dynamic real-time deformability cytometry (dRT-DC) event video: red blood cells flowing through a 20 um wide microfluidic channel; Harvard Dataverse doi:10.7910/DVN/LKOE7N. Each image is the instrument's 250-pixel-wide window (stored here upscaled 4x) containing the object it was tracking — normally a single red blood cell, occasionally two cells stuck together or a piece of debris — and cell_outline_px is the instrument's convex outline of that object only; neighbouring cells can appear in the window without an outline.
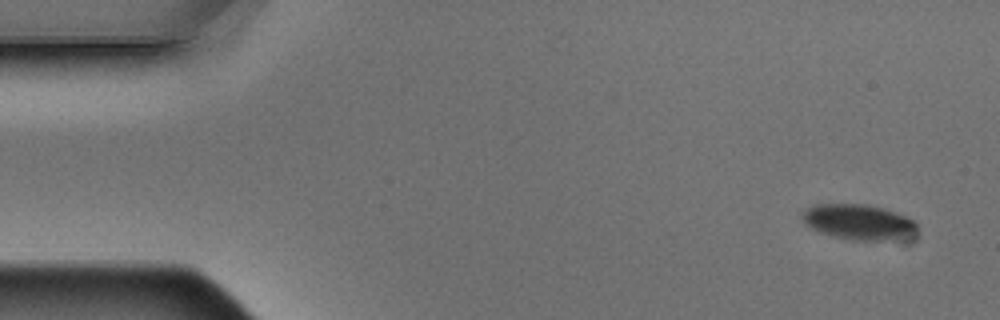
{"species": "Egyptian fruit bat (a non-hibernating species)", "species_latin": "Rousettus aegyptiacus", "temperature_condition": "warm", "stored_images_in_passage": 5, "camera_frame_rate_fps": 3000, "um_per_image_px": 0.085, "animal": {"sex": "male"}, "frame": {"image": 1, "passage_image": 1, "time_ms": 0.0, "image_size_px": [1000, 320], "cell_outline_px": [[920, 228], [916, 236], [912, 240], [852, 240], [832, 236], [820, 232], [804, 224], [800, 216], [804, 208], [812, 204], [868, 204], [884, 208], [908, 216]], "centroid_in_image_um": [73.05, 18.88], "position_along_channel_um": 11.9, "area_um2": 24.62}}
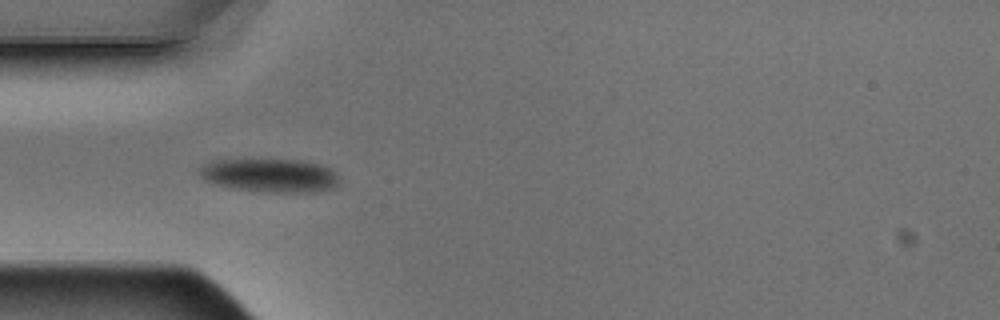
{"frame": {"image": 2, "passage_image": 4, "time_ms": 1.0, "image_size_px": [1000, 320], "cell_outline_px": [[336, 184], [332, 188], [316, 192], [268, 192], [232, 188], [212, 184], [204, 180], [200, 176], [200, 168], [204, 164], [212, 160], [300, 160], [320, 164], [336, 172]], "centroid_in_image_um": [22.9, 14.91], "position_along_channel_um": 62.1, "area_um2": 27.17}}
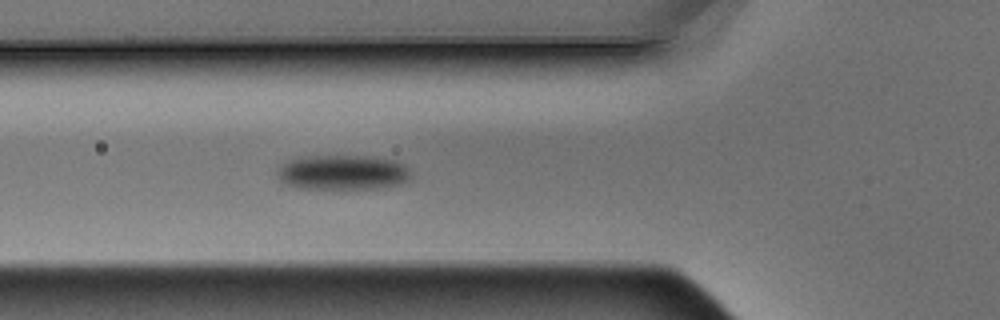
{"frame": {"image": 3, "passage_image": 5, "time_ms": 1.333, "image_size_px": [1000, 320], "cell_outline_px": [[412, 176], [408, 180], [400, 184], [380, 188], [300, 188], [288, 184], [280, 180], [276, 176], [276, 168], [280, 164], [296, 156], [376, 156], [396, 160], [404, 164], [408, 168]], "centroid_in_image_um": [29.12, 14.63], "position_along_channel_um": 96.7, "area_um2": 27.57}}